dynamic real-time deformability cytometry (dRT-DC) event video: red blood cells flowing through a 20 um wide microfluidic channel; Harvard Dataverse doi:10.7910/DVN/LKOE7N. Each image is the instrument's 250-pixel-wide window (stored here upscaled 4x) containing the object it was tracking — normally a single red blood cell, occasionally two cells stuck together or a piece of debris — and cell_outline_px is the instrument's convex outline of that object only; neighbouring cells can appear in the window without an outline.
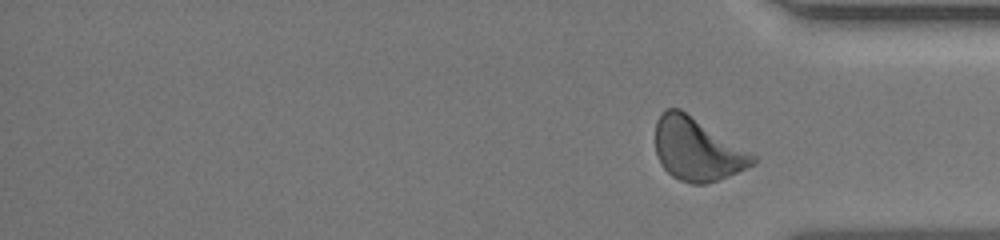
{"species": "human", "species_latin": "Homo sapiens", "temperature_condition": "room temperature", "stored_images_in_passage": 18, "segment_of_instrument_passage": [2, 2], "camera_frame_rate_fps": 3000, "um_per_image_px": 0.085, "donor": {"sex": "female"}, "frame": {"image": 1, "passage_image": 18, "time_ms": 15.667, "image_size_px": [1000, 240], "cell_outline_px": [[756, 164], [748, 168], [728, 176], [704, 184], [692, 184], [680, 180], [672, 176], [660, 164], [656, 156], [656, 120], [660, 112], [668, 108], [680, 108], [752, 152], [756, 156]], "centroid_in_image_um": [59.26, 12.68], "position_along_channel_um": 375.9, "area_um2": 35.89}}